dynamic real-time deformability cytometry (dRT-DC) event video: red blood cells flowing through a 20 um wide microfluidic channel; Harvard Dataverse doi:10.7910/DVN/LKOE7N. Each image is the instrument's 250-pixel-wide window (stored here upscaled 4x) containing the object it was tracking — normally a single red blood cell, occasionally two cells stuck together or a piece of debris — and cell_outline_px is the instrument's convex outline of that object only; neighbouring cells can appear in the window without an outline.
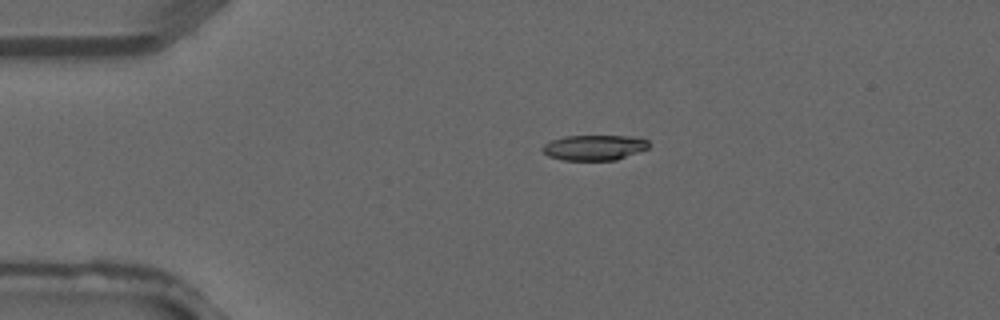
{"species": "common noctule bat (a hibernating species)", "species_latin": "Nyctalus noctula", "temperature_condition": "warm", "stored_images_in_passage": 5, "camera_frame_rate_fps": 3000, "um_per_image_px": 0.085, "animal": {"sex": "male", "forearm_length_mm": 52.5}, "frame": {"image": 1, "passage_image": 3, "time_ms": 0.667, "image_size_px": [1000, 320], "cell_outline_px": [[648, 148], [616, 160], [564, 160], [548, 156], [540, 148], [544, 144], [552, 140], [564, 136], [632, 136], [648, 140]], "centroid_in_image_um": [50.49, 12.54], "position_along_channel_um": 34.5, "area_um2": 15.61}}
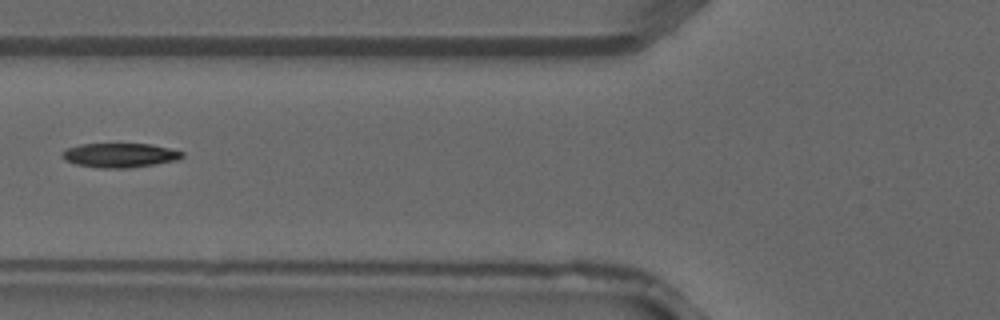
{"frame": {"image": 2, "passage_image": 5, "time_ms": 1.333, "image_size_px": [1000, 320], "cell_outline_px": [[184, 156], [176, 160], [128, 168], [100, 168], [76, 164], [64, 160], [60, 156], [60, 152], [68, 148], [80, 144], [152, 144], [184, 152]], "centroid_in_image_um": [10.13, 13.19], "position_along_channel_um": 115.7, "area_um2": 16.94}}